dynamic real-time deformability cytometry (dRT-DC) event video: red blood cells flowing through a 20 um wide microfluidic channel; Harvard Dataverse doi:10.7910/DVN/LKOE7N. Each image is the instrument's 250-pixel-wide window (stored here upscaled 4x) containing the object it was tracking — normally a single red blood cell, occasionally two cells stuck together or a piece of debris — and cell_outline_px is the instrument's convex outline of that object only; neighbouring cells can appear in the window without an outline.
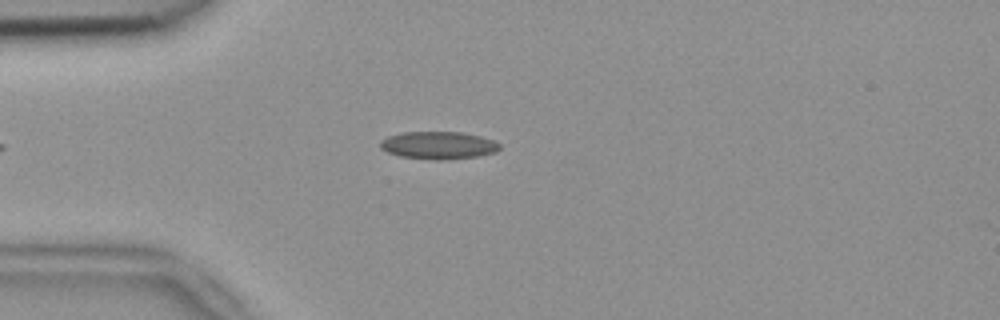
{"species": "common noctule bat (a hibernating species)", "species_latin": "Nyctalus noctula", "temperature_condition": "room temperature", "stored_images_in_passage": 39, "camera_frame_rate_fps": 3000, "um_per_image_px": 0.085, "animal": {"sex": "female", "body_mass_g": 18.4}, "frame": {"image": 1, "passage_image": 4, "time_ms": 1.0, "image_size_px": [1000, 320], "cell_outline_px": [[500, 148], [496, 152], [476, 156], [400, 156], [388, 152], [380, 148], [380, 140], [388, 136], [400, 132], [460, 132], [480, 136], [496, 140], [500, 144]], "centroid_in_image_um": [37.26, 12.27], "position_along_channel_um": 47.7, "area_um2": 18.03}}
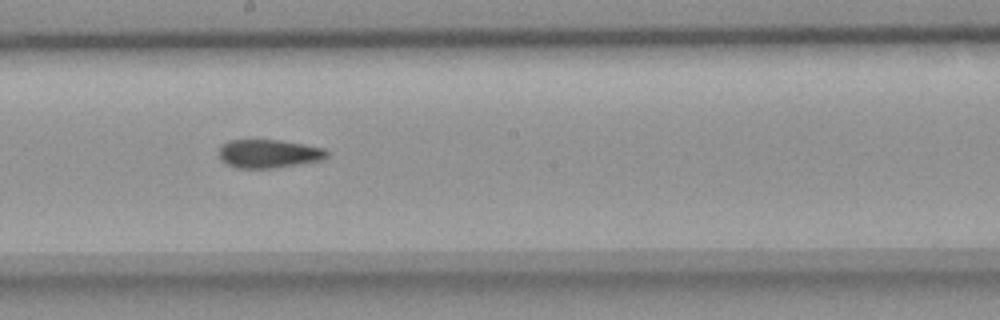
{"frame": {"image": 2, "passage_image": 19, "time_ms": 6.0, "image_size_px": [1000, 320], "cell_outline_px": [[328, 156], [324, 160], [272, 168], [236, 168], [220, 160], [220, 148], [228, 140], [280, 140], [304, 144], [324, 148], [328, 152]], "centroid_in_image_um": [22.87, 13.06], "position_along_channel_um": 225.3, "area_um2": 17.86}}
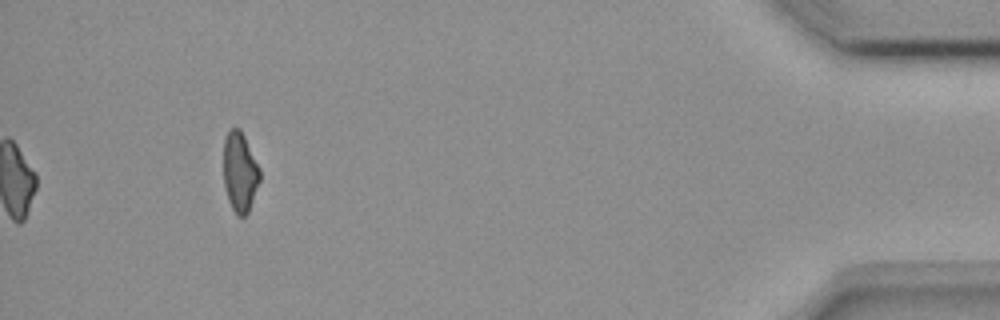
{"frame": {"image": 3, "passage_image": 39, "time_ms": 12.667, "image_size_px": [1000, 320], "cell_outline_px": [[260, 180], [248, 212], [244, 216], [236, 216], [228, 200], [224, 184], [224, 140], [228, 132], [232, 128], [240, 128], [260, 168]], "centroid_in_image_um": [20.39, 14.63], "position_along_channel_um": 414.8, "area_um2": 16.76}, "authors_computed_cell_mechanics": {"area_um2": 18.1492, "velocity_mm_per_s": 3.8345, "shape_relaxation_time_tau1_ms": null, "shape_relaxation_time_tau2_ms": 3.2988, "deformation_change_tau1": null, "deformation_change_tau2": 0.1086}}